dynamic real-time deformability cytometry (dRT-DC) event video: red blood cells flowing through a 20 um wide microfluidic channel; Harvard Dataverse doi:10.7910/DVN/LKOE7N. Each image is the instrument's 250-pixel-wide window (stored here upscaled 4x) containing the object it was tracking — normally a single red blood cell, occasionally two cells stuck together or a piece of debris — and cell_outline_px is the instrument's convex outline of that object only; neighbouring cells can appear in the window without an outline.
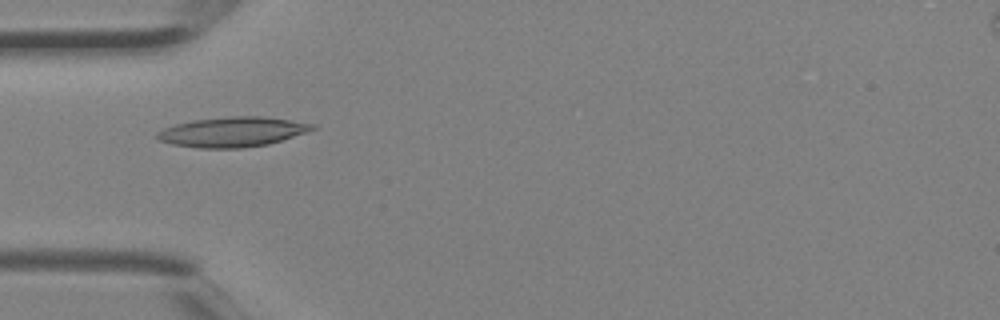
{"species": "Egyptian fruit bat (a non-hibernating species)", "species_latin": "Rousettus aegyptiacus", "temperature_condition": "room temperature", "stored_images_in_passage": 3, "camera_frame_rate_fps": 3000, "um_per_image_px": 0.085, "animal": {"sex": "female"}, "frame": {"image": 1, "passage_image": 3, "time_ms": 0.667, "image_size_px": [1000, 320], "cell_outline_px": [[316, 128], [308, 132], [268, 144], [240, 148], [200, 148], [172, 144], [160, 140], [156, 136], [156, 132], [164, 128], [176, 124], [192, 120], [232, 116], [264, 116], [316, 124]], "centroid_in_image_um": [19.78, 11.2], "position_along_channel_um": 65.2, "area_um2": 26.99}}